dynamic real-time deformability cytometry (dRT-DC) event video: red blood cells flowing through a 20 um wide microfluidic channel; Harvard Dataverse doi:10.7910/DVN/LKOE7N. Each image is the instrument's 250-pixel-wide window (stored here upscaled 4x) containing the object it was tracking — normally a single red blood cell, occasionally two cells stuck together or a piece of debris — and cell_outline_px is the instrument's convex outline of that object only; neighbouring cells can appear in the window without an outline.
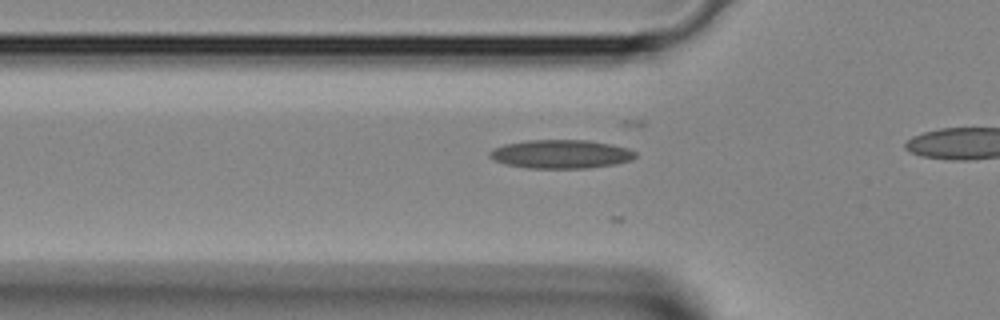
{"species": "Egyptian fruit bat (a non-hibernating species)", "species_latin": "Rousettus aegyptiacus", "temperature_condition": "room temperature", "stored_images_in_passage": 13, "camera_frame_rate_fps": 3000, "um_per_image_px": 0.085, "animal": {"sex": "female"}, "frame": {"image": 1, "passage_image": 3, "time_ms": 0.667, "image_size_px": [1000, 320], "cell_outline_px": [[636, 156], [632, 160], [616, 164], [588, 168], [528, 168], [504, 164], [492, 160], [488, 156], [488, 152], [492, 148], [504, 144], [528, 140], [588, 140], [628, 148], [636, 152]], "centroid_in_image_um": [47.63, 13.1], "position_along_channel_um": 78.2, "area_um2": 24.51}}
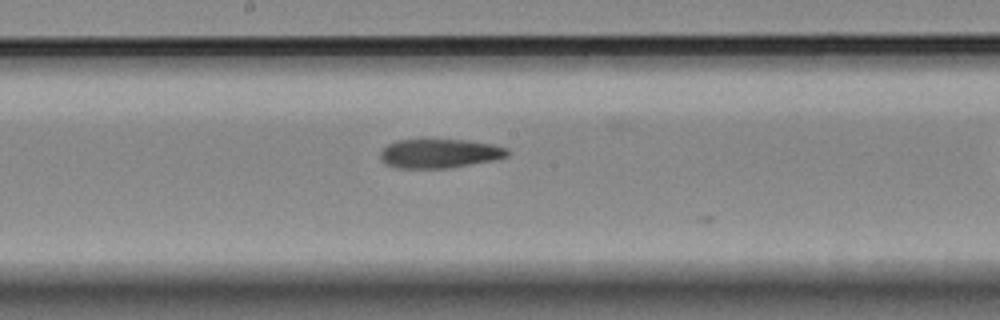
{"frame": {"image": 2, "passage_image": 11, "time_ms": 3.333, "image_size_px": [1000, 320], "cell_outline_px": [[508, 156], [496, 160], [452, 168], [396, 168], [384, 164], [380, 156], [380, 152], [388, 144], [396, 140], [464, 140], [492, 144], [508, 148]], "centroid_in_image_um": [37.37, 13.06], "position_along_channel_um": 210.8, "area_um2": 21.68}}